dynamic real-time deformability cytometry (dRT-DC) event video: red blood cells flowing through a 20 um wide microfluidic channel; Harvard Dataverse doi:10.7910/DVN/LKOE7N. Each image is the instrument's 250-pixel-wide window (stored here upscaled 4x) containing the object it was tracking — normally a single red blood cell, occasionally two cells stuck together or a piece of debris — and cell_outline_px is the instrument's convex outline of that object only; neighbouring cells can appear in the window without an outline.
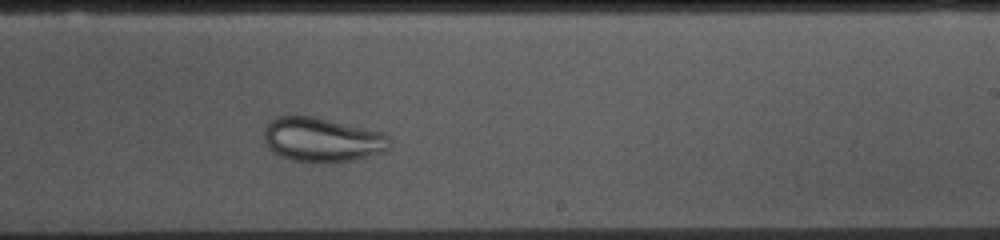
{"species": "common noctule bat (a hibernating species)", "species_latin": "Nyctalus noctula", "temperature_condition": "cold", "stored_images_in_passage": 39, "camera_frame_rate_fps": 3000, "um_per_image_px": 0.085, "animal": {"sex": "female", "body_mass_g": 10.0, "forearm_length_mm": 53.1}, "frame": {"image": 1, "passage_image": 26, "time_ms": 8.333, "image_size_px": [1000, 240], "cell_outline_px": [[388, 148], [380, 152], [368, 156], [352, 160], [328, 164], [324, 164], [292, 160], [280, 156], [272, 152], [268, 148], [264, 140], [264, 128], [276, 116], [296, 112], [380, 132], [388, 136]], "centroid_in_image_um": [27.27, 11.86], "position_along_channel_um": 261.7, "area_um2": 32.83}}
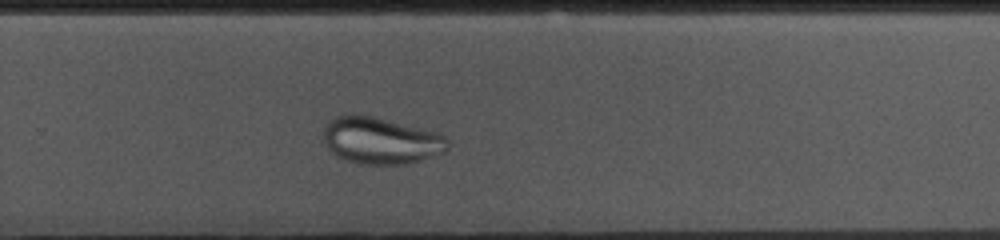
{"frame": {"image": 2, "passage_image": 29, "time_ms": 9.333, "image_size_px": [1000, 240], "cell_outline_px": [[448, 148], [444, 152], [408, 164], [360, 164], [348, 160], [332, 152], [328, 148], [324, 140], [324, 124], [328, 120], [336, 116], [352, 112], [372, 116], [436, 132], [444, 136], [448, 140]], "centroid_in_image_um": [32.33, 11.93], "position_along_channel_um": 297.5, "area_um2": 33.81}}
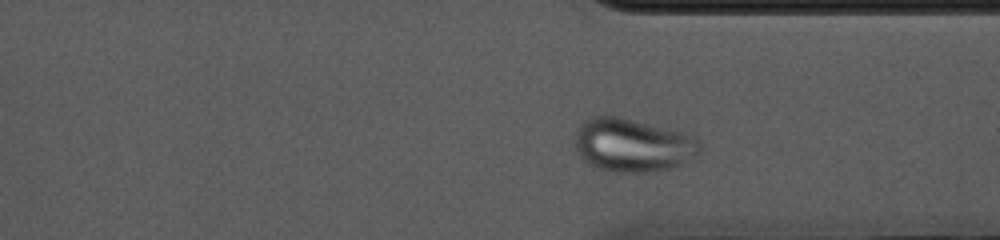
{"frame": {"image": 3, "passage_image": 34, "time_ms": 11.0, "image_size_px": [1000, 240], "cell_outline_px": [[700, 152], [680, 164], [672, 168], [652, 172], [608, 172], [584, 160], [576, 152], [572, 140], [572, 136], [580, 124], [584, 120], [592, 116], [616, 116], [688, 132], [696, 136], [700, 144]], "centroid_in_image_um": [53.75, 12.32], "position_along_channel_um": 357.7, "area_um2": 39.42}}